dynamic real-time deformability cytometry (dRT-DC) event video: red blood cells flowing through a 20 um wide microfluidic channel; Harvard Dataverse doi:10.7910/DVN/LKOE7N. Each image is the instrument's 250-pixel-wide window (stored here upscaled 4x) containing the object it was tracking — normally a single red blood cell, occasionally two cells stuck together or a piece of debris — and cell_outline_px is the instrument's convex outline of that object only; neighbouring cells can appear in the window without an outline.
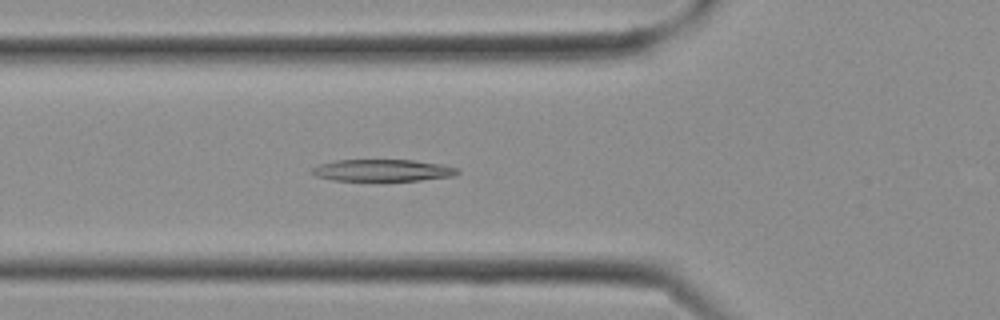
{"species": "Egyptian fruit bat (a non-hibernating species)", "species_latin": "Rousettus aegyptiacus", "temperature_condition": "cold", "stored_images_in_passage": 17, "camera_frame_rate_fps": 3000, "um_per_image_px": 0.085, "frame": {"image": 1, "passage_image": 10, "time_ms": 3.0, "image_size_px": [1000, 320], "cell_outline_px": [[460, 172], [452, 176], [420, 180], [332, 180], [316, 176], [312, 172], [312, 168], [320, 164], [336, 160], [412, 160], [444, 164], [460, 168]], "centroid_in_image_um": [32.57, 14.47], "position_along_channel_um": 93.2, "area_um2": 18.44}}
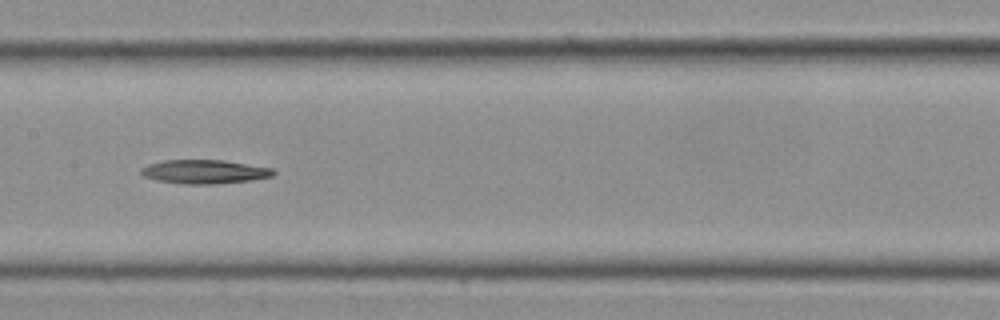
{"frame": {"image": 2, "passage_image": 14, "time_ms": 4.333, "image_size_px": [1000, 320], "cell_outline_px": [[276, 172], [272, 176], [252, 180], [212, 184], [184, 184], [160, 180], [144, 176], [140, 172], [140, 168], [148, 164], [164, 160], [224, 160], [272, 168]], "centroid_in_image_um": [17.39, 14.59], "position_along_channel_um": 190.0, "area_um2": 18.26}}
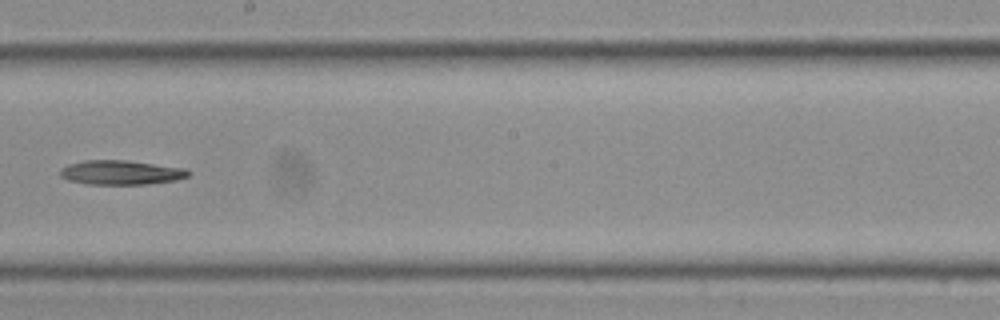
{"frame": {"image": 3, "passage_image": 16, "time_ms": 5.0, "image_size_px": [1000, 320], "cell_outline_px": [[192, 172], [188, 176], [176, 180], [148, 184], [88, 184], [68, 180], [60, 176], [60, 168], [68, 164], [84, 160], [124, 160], [184, 168]], "centroid_in_image_um": [10.26, 14.66], "position_along_channel_um": 237.9, "area_um2": 18.15}}